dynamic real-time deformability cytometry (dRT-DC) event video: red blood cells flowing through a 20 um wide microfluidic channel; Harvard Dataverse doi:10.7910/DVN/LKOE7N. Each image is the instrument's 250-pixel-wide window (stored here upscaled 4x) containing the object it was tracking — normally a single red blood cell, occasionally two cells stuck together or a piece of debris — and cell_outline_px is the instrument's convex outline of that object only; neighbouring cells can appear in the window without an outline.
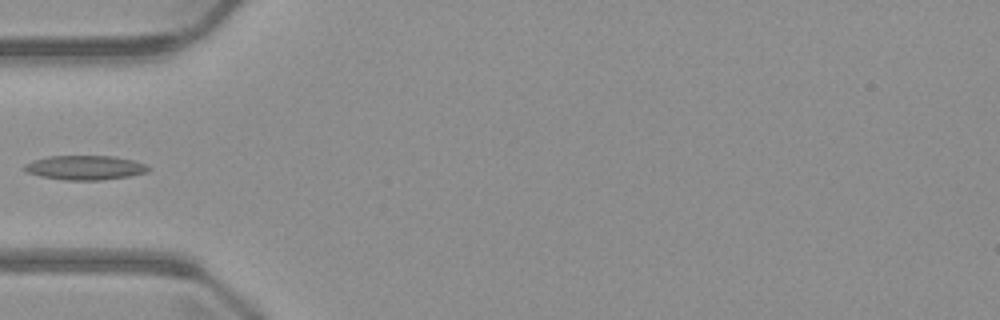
{"species": "common noctule bat (a hibernating species)", "species_latin": "Nyctalus noctula", "temperature_condition": "warm", "stored_images_in_passage": 4, "camera_frame_rate_fps": 3000, "um_per_image_px": 0.085, "animal": {"sex": "male", "body_mass_g": 23.1, "forearm_length_mm": 52.7}, "frame": {"image": 1, "passage_image": 4, "time_ms": 3.667, "image_size_px": [1000, 320], "cell_outline_px": [[152, 168], [148, 172], [128, 176], [100, 180], [64, 180], [40, 176], [28, 172], [24, 168], [24, 164], [32, 160], [48, 156], [112, 156], [132, 160], [148, 164]], "centroid_in_image_um": [7.25, 14.24], "position_along_channel_um": 77.7, "area_um2": 17.63}}